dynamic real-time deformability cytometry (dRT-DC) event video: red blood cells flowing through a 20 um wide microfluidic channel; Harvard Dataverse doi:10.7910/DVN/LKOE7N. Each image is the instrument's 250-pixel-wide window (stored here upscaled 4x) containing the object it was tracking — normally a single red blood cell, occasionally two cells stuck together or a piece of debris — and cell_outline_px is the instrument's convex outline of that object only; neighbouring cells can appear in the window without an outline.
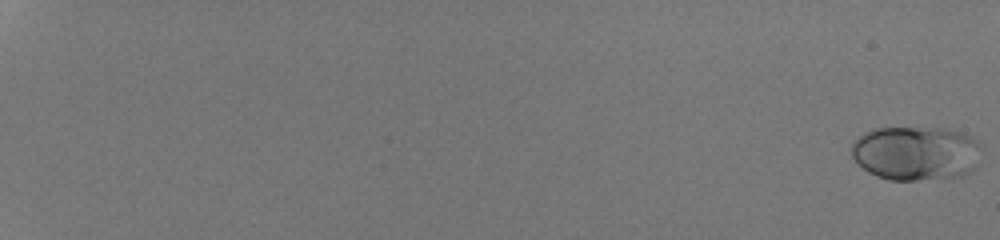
{"species": "human", "species_latin": "Homo sapiens", "temperature_condition": "room temperature", "stored_images_in_passage": 55, "camera_frame_rate_fps": 3000, "um_per_image_px": 0.085, "donor": {"sex": "male"}, "frame": {"image": 1, "passage_image": 1, "time_ms": 0.0, "image_size_px": [1000, 240], "cell_outline_px": [[984, 148], [972, 168], [968, 172], [960, 176], [916, 180], [888, 180], [876, 176], [868, 172], [852, 156], [852, 144], [864, 132], [876, 128], [952, 128], [964, 132], [972, 136]], "centroid_in_image_um": [77.89, 13.0], "position_along_channel_um": 7.1, "area_um2": 41.27}}
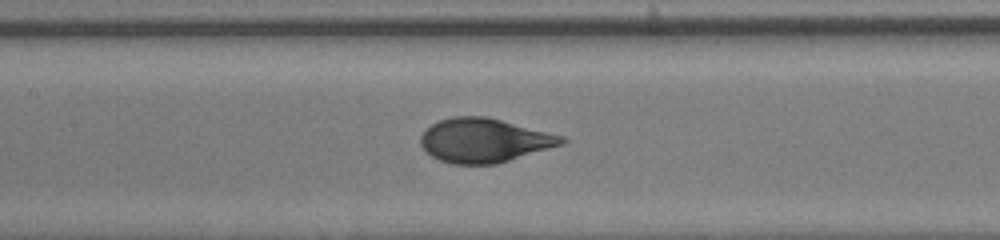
{"frame": {"image": 2, "passage_image": 32, "time_ms": 10.333, "image_size_px": [1000, 240], "cell_outline_px": [[568, 140], [564, 144], [496, 164], [452, 164], [440, 160], [432, 156], [420, 144], [420, 136], [432, 124], [440, 120], [452, 116], [484, 116], [564, 136]], "centroid_in_image_um": [41.16, 11.94], "position_along_channel_um": 166.2, "area_um2": 35.89}}
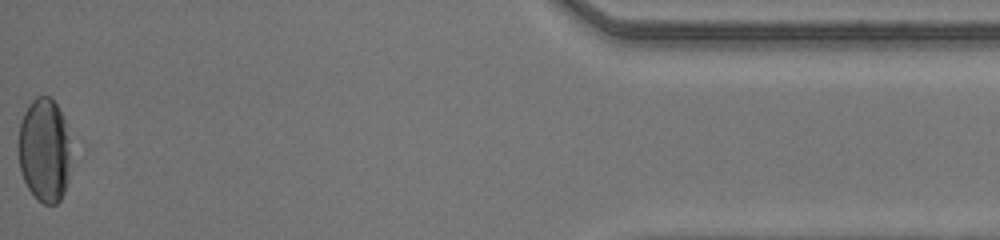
{"frame": {"image": 3, "passage_image": 55, "time_ms": 18.0, "image_size_px": [1000, 240], "cell_outline_px": [[68, 180], [64, 192], [60, 200], [56, 204], [44, 204], [28, 188], [20, 172], [20, 124], [24, 112], [28, 104], [36, 96], [48, 96], [56, 104], [64, 120], [68, 136]], "centroid_in_image_um": [3.76, 12.76], "position_along_channel_um": 431.4, "area_um2": 31.04}, "authors_computed_cell_mechanics": {"area_um2": 36.7608, "velocity_mm_per_s": 4.248, "shape_relaxation_time_tau1_ms": 3.8191, "shape_relaxation_time_tau2_ms": null, "deformation_change_tau1": 0.1649, "deformation_change_tau2": null}}